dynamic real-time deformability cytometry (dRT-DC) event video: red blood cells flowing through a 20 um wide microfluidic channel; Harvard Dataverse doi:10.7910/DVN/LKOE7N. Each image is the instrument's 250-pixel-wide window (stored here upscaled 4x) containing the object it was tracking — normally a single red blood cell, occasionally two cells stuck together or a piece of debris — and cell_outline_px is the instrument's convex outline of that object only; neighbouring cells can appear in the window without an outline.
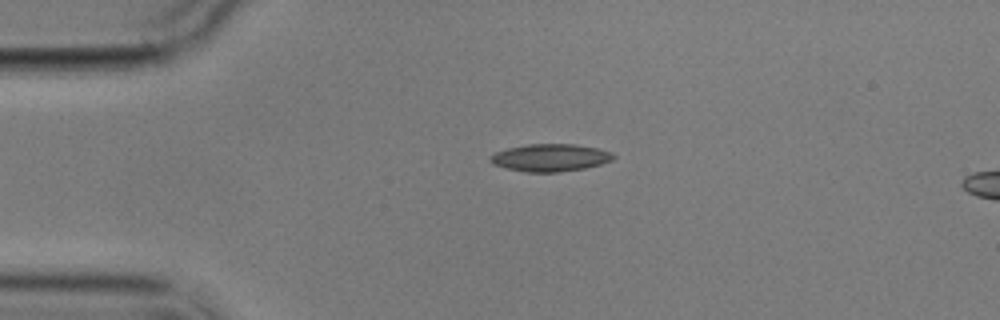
{"species": "common noctule bat (a hibernating species)", "species_latin": "Nyctalus noctula", "temperature_condition": "cold", "stored_images_in_passage": 3, "camera_frame_rate_fps": 3000, "um_per_image_px": 0.085, "animal": {"sex": "male", "body_mass_g": 17.9}, "frame": {"image": 1, "passage_image": 1, "time_ms": 0.0, "image_size_px": [1000, 320], "cell_outline_px": [[616, 156], [612, 160], [600, 164], [584, 168], [560, 172], [524, 172], [492, 164], [488, 160], [496, 152], [508, 148], [528, 144], [576, 144], [596, 148], [612, 152]], "centroid_in_image_um": [46.78, 13.4], "position_along_channel_um": 38.2, "area_um2": 19.59}}